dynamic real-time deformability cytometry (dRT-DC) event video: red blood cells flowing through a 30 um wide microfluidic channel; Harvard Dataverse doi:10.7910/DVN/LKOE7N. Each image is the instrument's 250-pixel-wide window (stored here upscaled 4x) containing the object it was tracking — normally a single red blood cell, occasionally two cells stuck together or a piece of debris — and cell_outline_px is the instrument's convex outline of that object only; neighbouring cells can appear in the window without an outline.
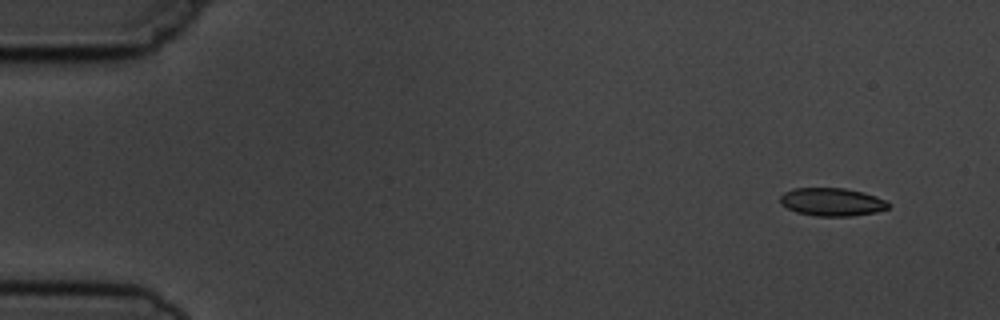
{"species": "common noctule bat (a hibernating species)", "species_latin": "Nyctalus noctula", "temperature_condition": "cold", "stored_images_in_passage": 6, "camera_frame_rate_fps": 3000, "um_per_image_px": 0.085, "animal": {"sex": "male", "body_mass_g": 19.5, "forearm_length_mm": 54.6}, "frame": {"image": 1, "passage_image": 1, "time_ms": 0.0, "image_size_px": [1000, 320], "cell_outline_px": [[888, 208], [876, 212], [852, 216], [816, 216], [796, 212], [780, 204], [780, 196], [784, 192], [792, 188], [844, 188], [864, 192], [876, 196], [884, 200], [888, 204]], "centroid_in_image_um": [70.68, 17.16], "position_along_channel_um": 14.3, "area_um2": 17.69}}
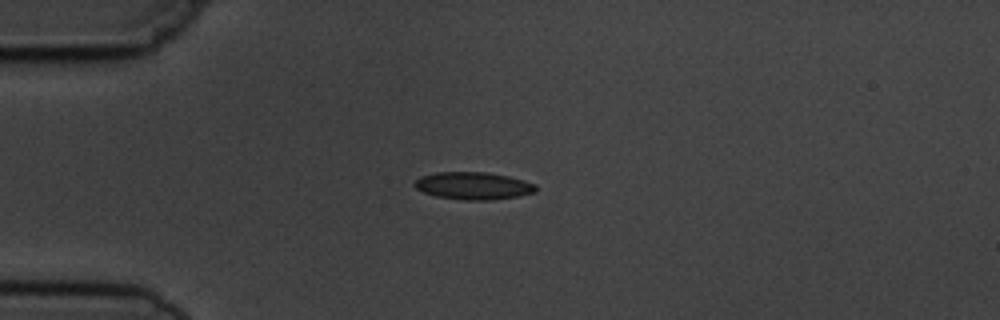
{"frame": {"image": 2, "passage_image": 4, "time_ms": 3.333, "image_size_px": [1000, 320], "cell_outline_px": [[536, 192], [516, 196], [488, 200], [464, 200], [436, 196], [424, 192], [416, 188], [412, 184], [420, 176], [436, 172], [488, 172], [508, 176], [524, 180], [536, 184]], "centroid_in_image_um": [40.22, 15.78], "position_along_channel_um": 44.8, "area_um2": 19.36}}
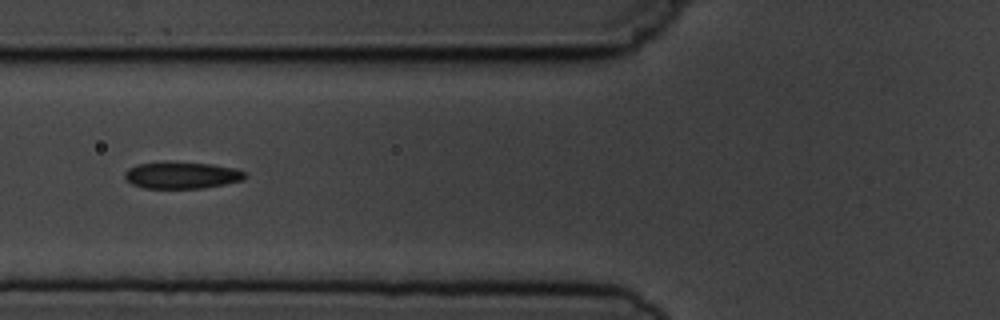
{"frame": {"image": 3, "passage_image": 6, "time_ms": 5.667, "image_size_px": [1000, 320], "cell_outline_px": [[248, 176], [244, 180], [204, 188], [144, 188], [132, 184], [124, 176], [124, 172], [128, 168], [136, 164], [212, 164], [236, 168], [248, 172]], "centroid_in_image_um": [15.53, 14.93], "position_along_channel_um": 110.3, "area_um2": 18.26}}